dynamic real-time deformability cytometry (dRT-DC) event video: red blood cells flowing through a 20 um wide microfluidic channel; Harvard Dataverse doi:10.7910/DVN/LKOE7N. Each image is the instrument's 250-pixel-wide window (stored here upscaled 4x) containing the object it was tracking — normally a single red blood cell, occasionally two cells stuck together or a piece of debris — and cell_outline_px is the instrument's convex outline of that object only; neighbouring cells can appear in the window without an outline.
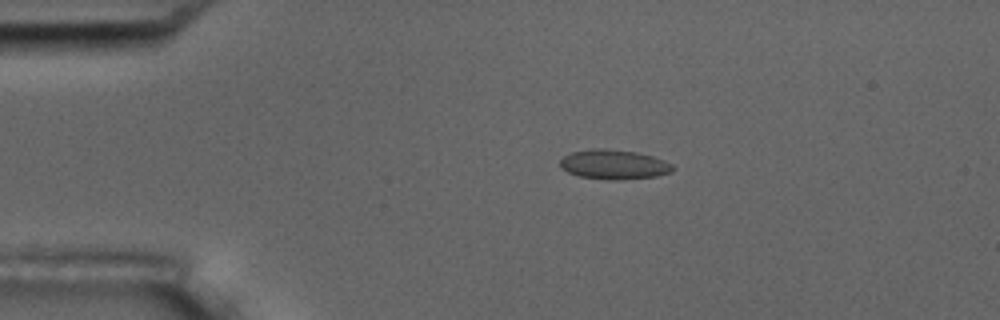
{"species": "common noctule bat (a hibernating species)", "species_latin": "Nyctalus noctula", "temperature_condition": "room temperature", "stored_images_in_passage": 5, "camera_frame_rate_fps": 3000, "um_per_image_px": 0.085, "animal": {"sex": "male", "body_mass_g": 17.5, "forearm_length_mm": 52.3}, "frame": {"image": 1, "passage_image": 3, "time_ms": 3.333, "image_size_px": [1000, 320], "cell_outline_px": [[676, 168], [672, 172], [656, 176], [616, 180], [608, 180], [580, 176], [568, 172], [560, 168], [560, 160], [564, 156], [572, 152], [592, 148], [604, 148], [636, 152], [652, 156], [664, 160], [672, 164]], "centroid_in_image_um": [52.19, 13.98], "position_along_channel_um": 32.8, "area_um2": 19.48}}
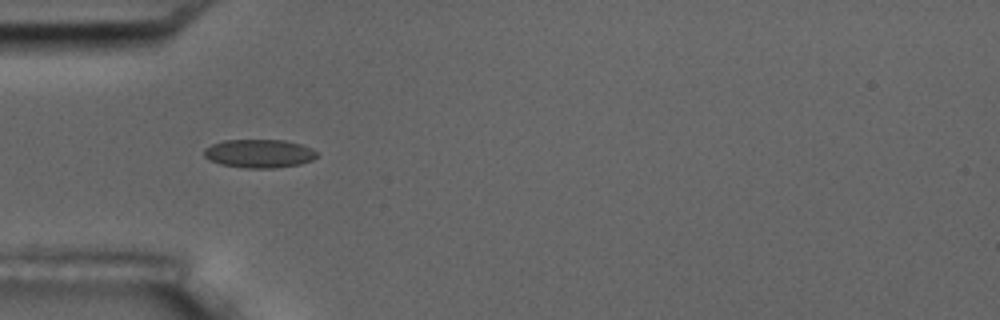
{"frame": {"image": 2, "passage_image": 4, "time_ms": 5.333, "image_size_px": [1000, 320], "cell_outline_px": [[316, 156], [312, 160], [300, 164], [272, 168], [244, 168], [220, 164], [208, 160], [204, 156], [204, 148], [212, 144], [224, 140], [284, 140], [300, 144], [312, 148], [316, 152]], "centroid_in_image_um": [21.99, 13.05], "position_along_channel_um": 63.0, "area_um2": 18.73}}